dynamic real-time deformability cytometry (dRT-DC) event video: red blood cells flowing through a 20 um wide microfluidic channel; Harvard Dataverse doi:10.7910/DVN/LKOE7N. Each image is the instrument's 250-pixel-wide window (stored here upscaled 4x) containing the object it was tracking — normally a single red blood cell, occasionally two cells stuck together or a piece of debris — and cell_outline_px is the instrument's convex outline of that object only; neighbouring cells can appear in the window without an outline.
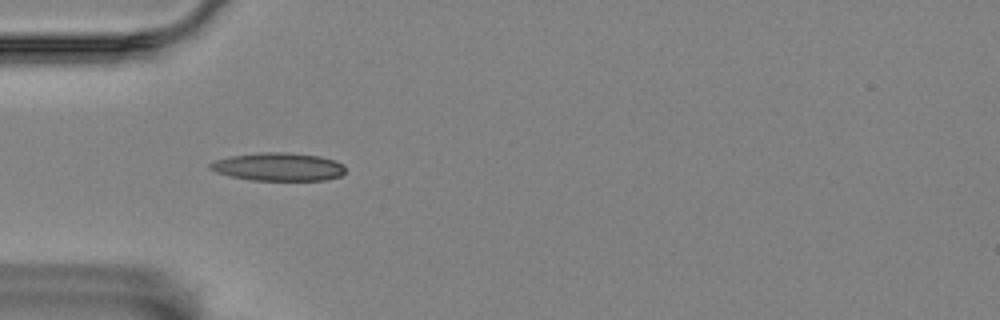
{"species": "Egyptian fruit bat (a non-hibernating species)", "species_latin": "Rousettus aegyptiacus", "temperature_condition": "room temperature", "stored_images_in_passage": 8, "camera_frame_rate_fps": 3000, "um_per_image_px": 0.085, "animal": {"sex": "female"}, "frame": {"image": 1, "passage_image": 3, "time_ms": 0.667, "image_size_px": [1000, 320], "cell_outline_px": [[344, 172], [340, 176], [324, 180], [252, 180], [232, 176], [216, 172], [208, 168], [208, 164], [216, 160], [232, 156], [260, 152], [288, 152], [320, 156], [336, 160], [344, 164]], "centroid_in_image_um": [23.68, 14.17], "position_along_channel_um": 61.3, "area_um2": 22.14}}
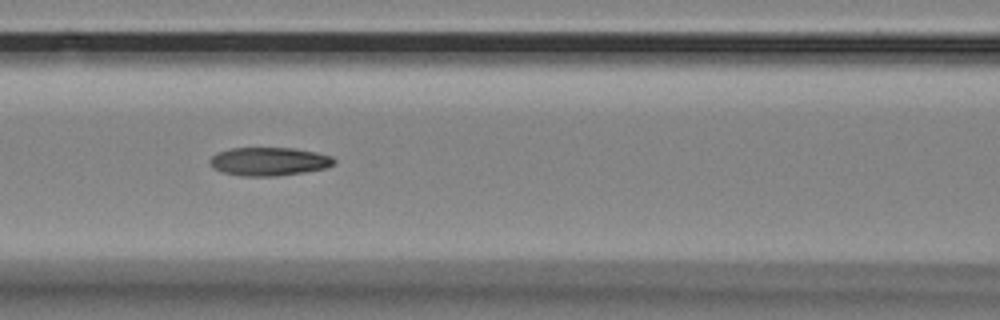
{"frame": {"image": 2, "passage_image": 5, "time_ms": 1.333, "image_size_px": [1000, 320], "cell_outline_px": [[336, 164], [328, 168], [304, 172], [276, 176], [240, 176], [224, 172], [212, 168], [208, 164], [208, 160], [216, 152], [232, 148], [296, 148], [316, 152], [332, 156], [336, 160]], "centroid_in_image_um": [22.87, 13.72], "position_along_channel_um": 143.7, "area_um2": 20.87}}
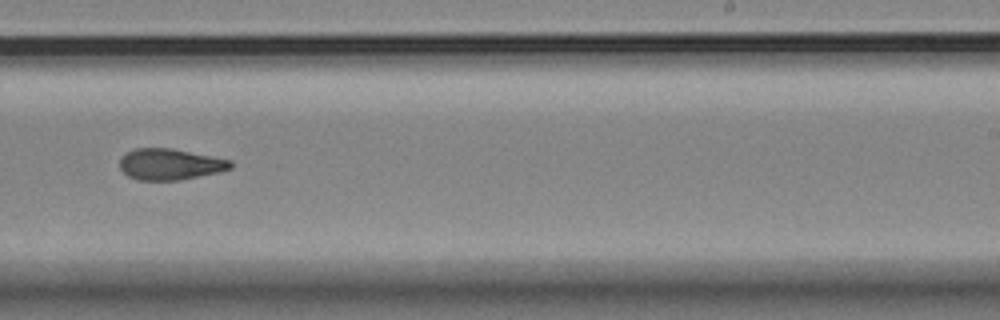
{"frame": {"image": 3, "passage_image": 8, "time_ms": 2.333, "image_size_px": [1000, 320], "cell_outline_px": [[232, 168], [220, 172], [180, 180], [136, 180], [128, 176], [120, 168], [120, 156], [136, 148], [172, 148], [232, 160]], "centroid_in_image_um": [14.46, 13.96], "position_along_channel_um": 274.5, "area_um2": 20.23}}